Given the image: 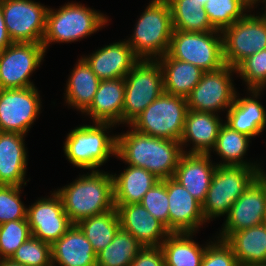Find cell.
Instances as JSON below:
<instances>
[{"label":"cell","mask_w":266,"mask_h":266,"mask_svg":"<svg viewBox=\"0 0 266 266\" xmlns=\"http://www.w3.org/2000/svg\"><path fill=\"white\" fill-rule=\"evenodd\" d=\"M264 109L256 99L235 98L227 111L225 124L239 133L254 137L265 128L266 111Z\"/></svg>","instance_id":"83f0119b"},{"label":"cell","mask_w":266,"mask_h":266,"mask_svg":"<svg viewBox=\"0 0 266 266\" xmlns=\"http://www.w3.org/2000/svg\"><path fill=\"white\" fill-rule=\"evenodd\" d=\"M233 71L236 72L234 67L225 65L219 70L204 72L200 82L186 97L188 109L214 114L222 108L229 109L237 97L230 78Z\"/></svg>","instance_id":"4fadbf2b"},{"label":"cell","mask_w":266,"mask_h":266,"mask_svg":"<svg viewBox=\"0 0 266 266\" xmlns=\"http://www.w3.org/2000/svg\"><path fill=\"white\" fill-rule=\"evenodd\" d=\"M222 125L214 113L189 109L179 142L182 146L189 140L193 141L194 147L189 153L210 154V150L215 146Z\"/></svg>","instance_id":"cb8c5ba5"},{"label":"cell","mask_w":266,"mask_h":266,"mask_svg":"<svg viewBox=\"0 0 266 266\" xmlns=\"http://www.w3.org/2000/svg\"><path fill=\"white\" fill-rule=\"evenodd\" d=\"M239 266L266 264V226L264 223L230 234L224 240Z\"/></svg>","instance_id":"d4e9b609"},{"label":"cell","mask_w":266,"mask_h":266,"mask_svg":"<svg viewBox=\"0 0 266 266\" xmlns=\"http://www.w3.org/2000/svg\"><path fill=\"white\" fill-rule=\"evenodd\" d=\"M35 87L0 89V131L25 135L40 111Z\"/></svg>","instance_id":"5bb4252c"},{"label":"cell","mask_w":266,"mask_h":266,"mask_svg":"<svg viewBox=\"0 0 266 266\" xmlns=\"http://www.w3.org/2000/svg\"><path fill=\"white\" fill-rule=\"evenodd\" d=\"M264 225L266 226V210H265V217H264Z\"/></svg>","instance_id":"7dc6e473"},{"label":"cell","mask_w":266,"mask_h":266,"mask_svg":"<svg viewBox=\"0 0 266 266\" xmlns=\"http://www.w3.org/2000/svg\"><path fill=\"white\" fill-rule=\"evenodd\" d=\"M77 225L97 254L112 242L120 228V221L115 208L81 220Z\"/></svg>","instance_id":"1f68e13d"},{"label":"cell","mask_w":266,"mask_h":266,"mask_svg":"<svg viewBox=\"0 0 266 266\" xmlns=\"http://www.w3.org/2000/svg\"><path fill=\"white\" fill-rule=\"evenodd\" d=\"M219 32L173 30L167 54L171 58L191 63L204 72L219 70L225 66L223 38L213 36Z\"/></svg>","instance_id":"9c48e42d"},{"label":"cell","mask_w":266,"mask_h":266,"mask_svg":"<svg viewBox=\"0 0 266 266\" xmlns=\"http://www.w3.org/2000/svg\"><path fill=\"white\" fill-rule=\"evenodd\" d=\"M201 266H239L232 248L224 241L206 246Z\"/></svg>","instance_id":"60d3db41"},{"label":"cell","mask_w":266,"mask_h":266,"mask_svg":"<svg viewBox=\"0 0 266 266\" xmlns=\"http://www.w3.org/2000/svg\"><path fill=\"white\" fill-rule=\"evenodd\" d=\"M31 235L27 219L13 220L0 225V259H10L18 247Z\"/></svg>","instance_id":"74e56055"},{"label":"cell","mask_w":266,"mask_h":266,"mask_svg":"<svg viewBox=\"0 0 266 266\" xmlns=\"http://www.w3.org/2000/svg\"><path fill=\"white\" fill-rule=\"evenodd\" d=\"M236 73L247 82L248 89L257 97L266 84V49L254 53L241 61L236 67Z\"/></svg>","instance_id":"d590c367"},{"label":"cell","mask_w":266,"mask_h":266,"mask_svg":"<svg viewBox=\"0 0 266 266\" xmlns=\"http://www.w3.org/2000/svg\"><path fill=\"white\" fill-rule=\"evenodd\" d=\"M190 235L193 234L170 233L163 239L160 247L164 254L165 266H201L206 247L200 248Z\"/></svg>","instance_id":"f546056e"},{"label":"cell","mask_w":266,"mask_h":266,"mask_svg":"<svg viewBox=\"0 0 266 266\" xmlns=\"http://www.w3.org/2000/svg\"><path fill=\"white\" fill-rule=\"evenodd\" d=\"M259 0H256L253 4H255L256 2H258ZM266 0H263V2H265ZM266 3V2H265ZM266 6V5H265ZM266 8V7H265ZM266 16V12L263 14Z\"/></svg>","instance_id":"bcb514c9"},{"label":"cell","mask_w":266,"mask_h":266,"mask_svg":"<svg viewBox=\"0 0 266 266\" xmlns=\"http://www.w3.org/2000/svg\"><path fill=\"white\" fill-rule=\"evenodd\" d=\"M12 43L13 41L9 37L7 29H6L4 15H3L2 6H1V0H0V51L9 47Z\"/></svg>","instance_id":"7bdbcfd3"},{"label":"cell","mask_w":266,"mask_h":266,"mask_svg":"<svg viewBox=\"0 0 266 266\" xmlns=\"http://www.w3.org/2000/svg\"><path fill=\"white\" fill-rule=\"evenodd\" d=\"M113 125L95 122V126L84 125L72 130L64 145L68 160L77 167L94 171L111 154L116 155L117 137H108L104 132Z\"/></svg>","instance_id":"8992f818"},{"label":"cell","mask_w":266,"mask_h":266,"mask_svg":"<svg viewBox=\"0 0 266 266\" xmlns=\"http://www.w3.org/2000/svg\"><path fill=\"white\" fill-rule=\"evenodd\" d=\"M196 1H198V2H200L201 3V5H205V3L207 2V0H196Z\"/></svg>","instance_id":"f6af8a7d"},{"label":"cell","mask_w":266,"mask_h":266,"mask_svg":"<svg viewBox=\"0 0 266 266\" xmlns=\"http://www.w3.org/2000/svg\"><path fill=\"white\" fill-rule=\"evenodd\" d=\"M159 63L163 72L164 92L175 96L186 98L204 73L197 66L171 58L167 53L159 58Z\"/></svg>","instance_id":"4316f807"},{"label":"cell","mask_w":266,"mask_h":266,"mask_svg":"<svg viewBox=\"0 0 266 266\" xmlns=\"http://www.w3.org/2000/svg\"><path fill=\"white\" fill-rule=\"evenodd\" d=\"M1 6L13 42L42 43L48 8L31 0H1Z\"/></svg>","instance_id":"8fae6325"},{"label":"cell","mask_w":266,"mask_h":266,"mask_svg":"<svg viewBox=\"0 0 266 266\" xmlns=\"http://www.w3.org/2000/svg\"><path fill=\"white\" fill-rule=\"evenodd\" d=\"M124 78L101 80L90 106L84 111L99 123H122L124 107Z\"/></svg>","instance_id":"603a6c76"},{"label":"cell","mask_w":266,"mask_h":266,"mask_svg":"<svg viewBox=\"0 0 266 266\" xmlns=\"http://www.w3.org/2000/svg\"><path fill=\"white\" fill-rule=\"evenodd\" d=\"M166 188L169 205V231L171 233H194L199 225L206 222L202 204L173 177L166 179Z\"/></svg>","instance_id":"e0dca14e"},{"label":"cell","mask_w":266,"mask_h":266,"mask_svg":"<svg viewBox=\"0 0 266 266\" xmlns=\"http://www.w3.org/2000/svg\"><path fill=\"white\" fill-rule=\"evenodd\" d=\"M101 80L81 58L67 83L66 102L83 113L92 103Z\"/></svg>","instance_id":"f1b7e54d"},{"label":"cell","mask_w":266,"mask_h":266,"mask_svg":"<svg viewBox=\"0 0 266 266\" xmlns=\"http://www.w3.org/2000/svg\"><path fill=\"white\" fill-rule=\"evenodd\" d=\"M252 6L253 2L250 0H207L203 7L211 25L222 32L242 19L246 15L243 11Z\"/></svg>","instance_id":"e575fe53"},{"label":"cell","mask_w":266,"mask_h":266,"mask_svg":"<svg viewBox=\"0 0 266 266\" xmlns=\"http://www.w3.org/2000/svg\"><path fill=\"white\" fill-rule=\"evenodd\" d=\"M20 188L0 185V225L13 220L27 219V208L19 197Z\"/></svg>","instance_id":"ab89813d"},{"label":"cell","mask_w":266,"mask_h":266,"mask_svg":"<svg viewBox=\"0 0 266 266\" xmlns=\"http://www.w3.org/2000/svg\"><path fill=\"white\" fill-rule=\"evenodd\" d=\"M24 135L0 131V185L19 186L24 182L27 154Z\"/></svg>","instance_id":"7402d4cb"},{"label":"cell","mask_w":266,"mask_h":266,"mask_svg":"<svg viewBox=\"0 0 266 266\" xmlns=\"http://www.w3.org/2000/svg\"><path fill=\"white\" fill-rule=\"evenodd\" d=\"M210 160V154L184 152L173 176L201 204L205 201L217 167Z\"/></svg>","instance_id":"d6986e66"},{"label":"cell","mask_w":266,"mask_h":266,"mask_svg":"<svg viewBox=\"0 0 266 266\" xmlns=\"http://www.w3.org/2000/svg\"><path fill=\"white\" fill-rule=\"evenodd\" d=\"M265 210L266 174L261 173L230 208L220 240H225L234 232L262 224Z\"/></svg>","instance_id":"9a60e30c"},{"label":"cell","mask_w":266,"mask_h":266,"mask_svg":"<svg viewBox=\"0 0 266 266\" xmlns=\"http://www.w3.org/2000/svg\"><path fill=\"white\" fill-rule=\"evenodd\" d=\"M172 33V17L168 2L153 0L140 16L135 32L127 43L139 59H150L156 55L161 58L168 52Z\"/></svg>","instance_id":"3957f363"},{"label":"cell","mask_w":266,"mask_h":266,"mask_svg":"<svg viewBox=\"0 0 266 266\" xmlns=\"http://www.w3.org/2000/svg\"><path fill=\"white\" fill-rule=\"evenodd\" d=\"M120 227L128 231L143 247H157L171 233L141 203L115 205ZM160 240V241H158Z\"/></svg>","instance_id":"ac0fdd59"},{"label":"cell","mask_w":266,"mask_h":266,"mask_svg":"<svg viewBox=\"0 0 266 266\" xmlns=\"http://www.w3.org/2000/svg\"><path fill=\"white\" fill-rule=\"evenodd\" d=\"M83 59L100 80L125 78L140 60L127 41L107 45Z\"/></svg>","instance_id":"ffe728a7"},{"label":"cell","mask_w":266,"mask_h":266,"mask_svg":"<svg viewBox=\"0 0 266 266\" xmlns=\"http://www.w3.org/2000/svg\"><path fill=\"white\" fill-rule=\"evenodd\" d=\"M26 218L31 235L52 245L72 226L61 197L55 192L27 208Z\"/></svg>","instance_id":"2e32d148"},{"label":"cell","mask_w":266,"mask_h":266,"mask_svg":"<svg viewBox=\"0 0 266 266\" xmlns=\"http://www.w3.org/2000/svg\"><path fill=\"white\" fill-rule=\"evenodd\" d=\"M129 266H165V258L160 246L144 247Z\"/></svg>","instance_id":"b9f144b4"},{"label":"cell","mask_w":266,"mask_h":266,"mask_svg":"<svg viewBox=\"0 0 266 266\" xmlns=\"http://www.w3.org/2000/svg\"><path fill=\"white\" fill-rule=\"evenodd\" d=\"M42 43L13 42L0 51V89L34 87L30 74L43 60Z\"/></svg>","instance_id":"7c38bea8"},{"label":"cell","mask_w":266,"mask_h":266,"mask_svg":"<svg viewBox=\"0 0 266 266\" xmlns=\"http://www.w3.org/2000/svg\"><path fill=\"white\" fill-rule=\"evenodd\" d=\"M101 14L77 3H68L56 12L48 9L42 45L46 50L50 42H74L96 32L107 23Z\"/></svg>","instance_id":"ba28073f"},{"label":"cell","mask_w":266,"mask_h":266,"mask_svg":"<svg viewBox=\"0 0 266 266\" xmlns=\"http://www.w3.org/2000/svg\"><path fill=\"white\" fill-rule=\"evenodd\" d=\"M10 259L24 266H53L51 245L33 236L21 244Z\"/></svg>","instance_id":"8d00e7d4"},{"label":"cell","mask_w":266,"mask_h":266,"mask_svg":"<svg viewBox=\"0 0 266 266\" xmlns=\"http://www.w3.org/2000/svg\"><path fill=\"white\" fill-rule=\"evenodd\" d=\"M222 33L225 65L235 68L248 56L266 49V16L245 15Z\"/></svg>","instance_id":"30bf717a"},{"label":"cell","mask_w":266,"mask_h":266,"mask_svg":"<svg viewBox=\"0 0 266 266\" xmlns=\"http://www.w3.org/2000/svg\"><path fill=\"white\" fill-rule=\"evenodd\" d=\"M157 59H140L125 76L123 123L130 124L164 92L163 72Z\"/></svg>","instance_id":"52a82bcc"},{"label":"cell","mask_w":266,"mask_h":266,"mask_svg":"<svg viewBox=\"0 0 266 266\" xmlns=\"http://www.w3.org/2000/svg\"><path fill=\"white\" fill-rule=\"evenodd\" d=\"M112 177L115 205L140 203L148 190L160 181L146 169L132 165Z\"/></svg>","instance_id":"484cf974"},{"label":"cell","mask_w":266,"mask_h":266,"mask_svg":"<svg viewBox=\"0 0 266 266\" xmlns=\"http://www.w3.org/2000/svg\"><path fill=\"white\" fill-rule=\"evenodd\" d=\"M116 137L118 158L146 169L159 180L174 176L184 153L179 141L144 135L134 129Z\"/></svg>","instance_id":"6da1fadb"},{"label":"cell","mask_w":266,"mask_h":266,"mask_svg":"<svg viewBox=\"0 0 266 266\" xmlns=\"http://www.w3.org/2000/svg\"><path fill=\"white\" fill-rule=\"evenodd\" d=\"M144 247L121 227L112 242L97 253V266H129Z\"/></svg>","instance_id":"d6a6232c"},{"label":"cell","mask_w":266,"mask_h":266,"mask_svg":"<svg viewBox=\"0 0 266 266\" xmlns=\"http://www.w3.org/2000/svg\"><path fill=\"white\" fill-rule=\"evenodd\" d=\"M52 265L97 266V254L77 224L51 245Z\"/></svg>","instance_id":"44dd1931"},{"label":"cell","mask_w":266,"mask_h":266,"mask_svg":"<svg viewBox=\"0 0 266 266\" xmlns=\"http://www.w3.org/2000/svg\"><path fill=\"white\" fill-rule=\"evenodd\" d=\"M260 167L219 166L213 174L202 212L206 220L227 214L234 202L261 174Z\"/></svg>","instance_id":"5b68a950"},{"label":"cell","mask_w":266,"mask_h":266,"mask_svg":"<svg viewBox=\"0 0 266 266\" xmlns=\"http://www.w3.org/2000/svg\"><path fill=\"white\" fill-rule=\"evenodd\" d=\"M188 110L185 97L163 92L130 123V127L144 135L180 141Z\"/></svg>","instance_id":"277c9868"},{"label":"cell","mask_w":266,"mask_h":266,"mask_svg":"<svg viewBox=\"0 0 266 266\" xmlns=\"http://www.w3.org/2000/svg\"><path fill=\"white\" fill-rule=\"evenodd\" d=\"M56 193L61 197L72 224L115 209L113 177L98 170L81 176Z\"/></svg>","instance_id":"7a4b0ae2"},{"label":"cell","mask_w":266,"mask_h":266,"mask_svg":"<svg viewBox=\"0 0 266 266\" xmlns=\"http://www.w3.org/2000/svg\"><path fill=\"white\" fill-rule=\"evenodd\" d=\"M170 6L173 30L218 31L209 21L203 5L196 0H166Z\"/></svg>","instance_id":"4dcf8cb0"},{"label":"cell","mask_w":266,"mask_h":266,"mask_svg":"<svg viewBox=\"0 0 266 266\" xmlns=\"http://www.w3.org/2000/svg\"><path fill=\"white\" fill-rule=\"evenodd\" d=\"M0 266H24V265L14 262L11 259H0Z\"/></svg>","instance_id":"ee69618b"},{"label":"cell","mask_w":266,"mask_h":266,"mask_svg":"<svg viewBox=\"0 0 266 266\" xmlns=\"http://www.w3.org/2000/svg\"><path fill=\"white\" fill-rule=\"evenodd\" d=\"M251 137L239 133L231 129L228 125L223 124L219 130L218 137L214 146L215 151L225 160V162L217 164L219 166H244L258 167L242 161L243 155L246 153L248 143Z\"/></svg>","instance_id":"836d02e7"},{"label":"cell","mask_w":266,"mask_h":266,"mask_svg":"<svg viewBox=\"0 0 266 266\" xmlns=\"http://www.w3.org/2000/svg\"><path fill=\"white\" fill-rule=\"evenodd\" d=\"M140 203L169 230V205L166 179L158 181L149 189Z\"/></svg>","instance_id":"f35d334b"},{"label":"cell","mask_w":266,"mask_h":266,"mask_svg":"<svg viewBox=\"0 0 266 266\" xmlns=\"http://www.w3.org/2000/svg\"><path fill=\"white\" fill-rule=\"evenodd\" d=\"M249 266H266V264H259V265H249Z\"/></svg>","instance_id":"c3c4849f"}]
</instances>
